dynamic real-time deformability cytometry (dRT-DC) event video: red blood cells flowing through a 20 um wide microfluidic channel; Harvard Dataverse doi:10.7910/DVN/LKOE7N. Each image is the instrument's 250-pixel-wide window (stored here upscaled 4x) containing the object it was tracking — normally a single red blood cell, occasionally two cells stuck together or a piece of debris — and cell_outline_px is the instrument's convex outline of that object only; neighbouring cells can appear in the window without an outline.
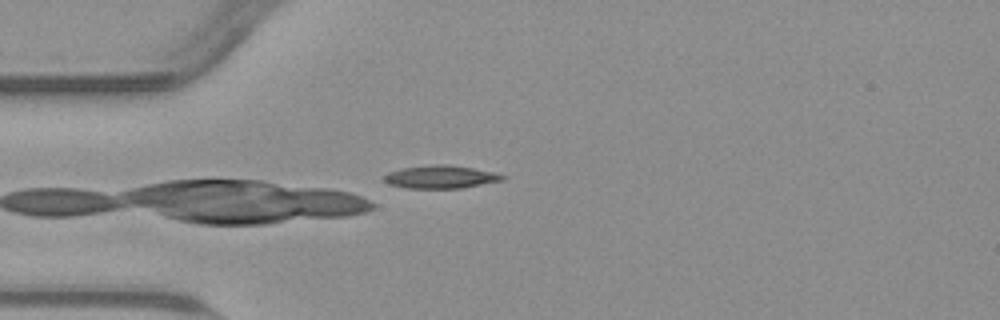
{"species": "common noctule bat (a hibernating species)", "species_latin": "Nyctalus noctula", "temperature_condition": "warm", "stored_images_in_passage": 22, "camera_frame_rate_fps": 3000, "um_per_image_px": 0.085, "animal": {"sex": "male", "body_mass_g": 23.1, "forearm_length_mm": 52.7}, "frame": {"image": 1, "passage_image": 1, "time_ms": 0.0, "image_size_px": [1000, 320], "cell_outline_px": [[508, 176], [504, 180], [460, 188], [404, 188], [388, 184], [384, 180], [384, 176], [388, 172], [404, 168], [432, 164], [448, 164], [472, 168], [492, 172]], "centroid_in_image_um": [37.45, 15.04], "position_along_channel_um": 47.6, "area_um2": 15.78}}
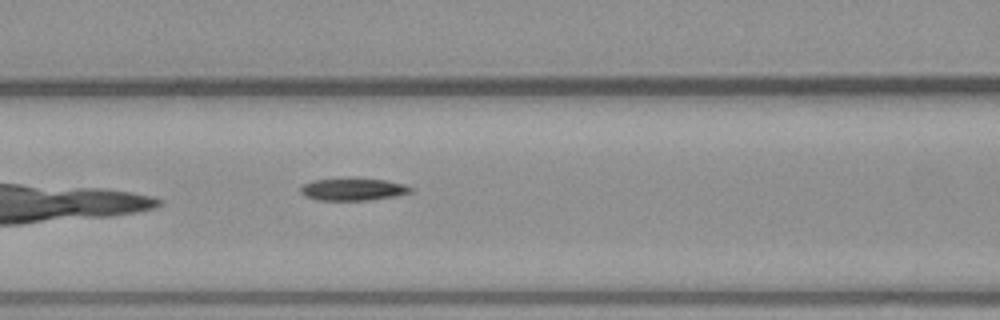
{"frame": {"image": 2, "passage_image": 9, "time_ms": 2.667, "image_size_px": [1000, 320], "cell_outline_px": [[416, 188], [412, 192], [396, 196], [368, 200], [316, 200], [300, 192], [300, 188], [304, 184], [312, 180], [384, 180], [408, 184]], "centroid_in_image_um": [30.1, 16.12], "position_along_channel_um": 136.5, "area_um2": 13.93}}
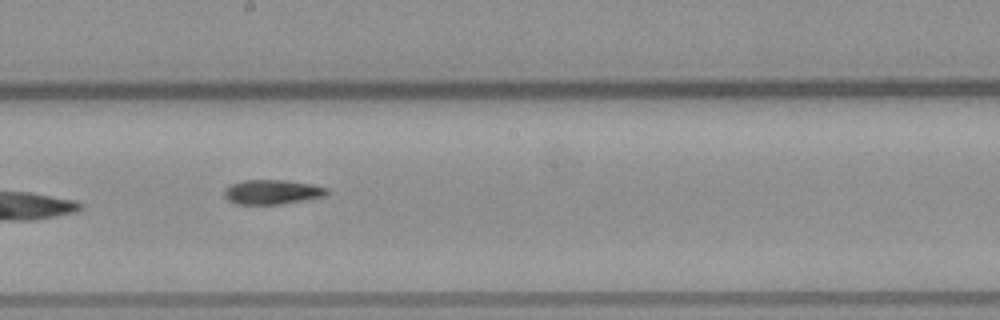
{"frame": {"image": 3, "passage_image": 16, "time_ms": 5.0, "image_size_px": [1000, 320], "cell_outline_px": [[328, 192], [324, 196], [280, 204], [236, 204], [228, 200], [224, 196], [224, 192], [232, 184], [244, 180], [284, 180], [312, 184], [328, 188]], "centroid_in_image_um": [23.13, 16.32], "position_along_channel_um": 225.1, "area_um2": 14.45}}